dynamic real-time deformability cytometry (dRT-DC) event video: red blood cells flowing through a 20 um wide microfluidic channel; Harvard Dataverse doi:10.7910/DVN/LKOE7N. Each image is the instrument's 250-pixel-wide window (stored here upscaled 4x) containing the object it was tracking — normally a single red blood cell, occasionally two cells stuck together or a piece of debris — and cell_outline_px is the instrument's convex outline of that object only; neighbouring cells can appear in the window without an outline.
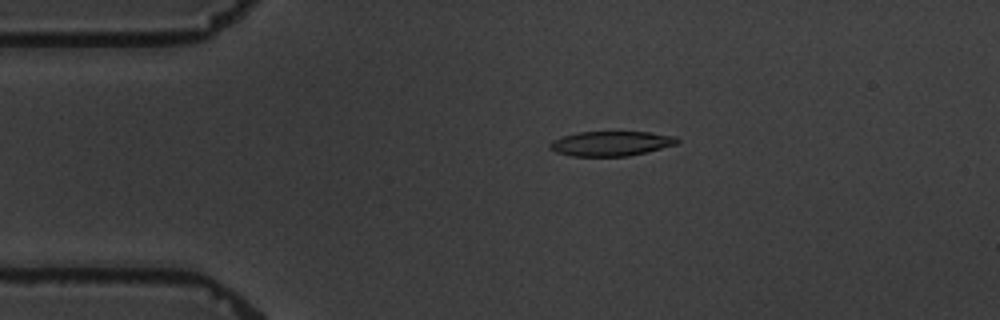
{"species": "common noctule bat (a hibernating species)", "species_latin": "Nyctalus noctula", "temperature_condition": "warm", "stored_images_in_passage": 4, "camera_frame_rate_fps": 3000, "um_per_image_px": 0.085, "animal": {"sex": "male", "body_mass_g": 19.5, "forearm_length_mm": 54.6}, "frame": {"image": 1, "passage_image": 3, "time_ms": 3.0, "image_size_px": [1000, 320], "cell_outline_px": [[680, 140], [676, 144], [628, 156], [572, 156], [556, 152], [548, 144], [552, 140], [576, 132], [648, 132], [676, 136]], "centroid_in_image_um": [51.92, 12.19], "position_along_channel_um": 33.1, "area_um2": 18.15}}